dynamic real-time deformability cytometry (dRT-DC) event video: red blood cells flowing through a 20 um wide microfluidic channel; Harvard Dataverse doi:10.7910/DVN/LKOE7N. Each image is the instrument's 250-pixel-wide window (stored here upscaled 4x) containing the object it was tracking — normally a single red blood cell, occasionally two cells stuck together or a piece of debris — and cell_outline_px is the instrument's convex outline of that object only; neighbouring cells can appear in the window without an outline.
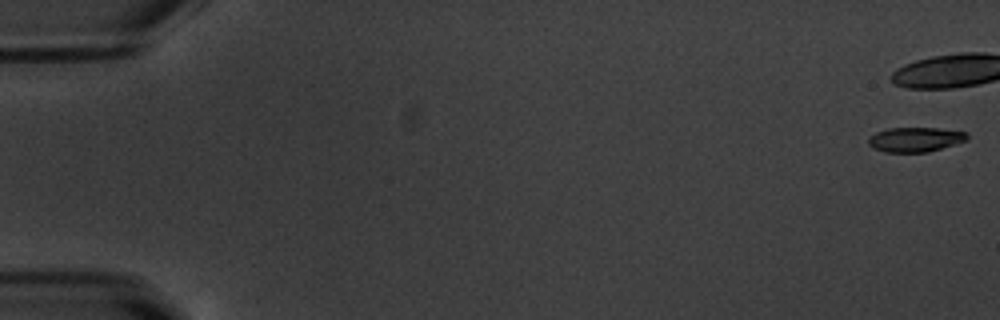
{"species": "common noctule bat (a hibernating species)", "species_latin": "Nyctalus noctula", "temperature_condition": "warm", "stored_images_in_passage": 13, "camera_frame_rate_fps": 3000, "um_per_image_px": 0.085, "animal": {"sex": "male", "body_mass_g": 20.1, "forearm_length_mm": 53.5}, "frame": {"image": 1, "passage_image": 1, "time_ms": 0.0, "image_size_px": [1000, 320], "cell_outline_px": [[968, 140], [928, 152], [884, 152], [872, 148], [868, 144], [868, 136], [876, 132], [888, 128], [936, 128], [964, 132], [968, 136]], "centroid_in_image_um": [77.74, 11.86], "position_along_channel_um": 7.3, "area_um2": 14.16}}